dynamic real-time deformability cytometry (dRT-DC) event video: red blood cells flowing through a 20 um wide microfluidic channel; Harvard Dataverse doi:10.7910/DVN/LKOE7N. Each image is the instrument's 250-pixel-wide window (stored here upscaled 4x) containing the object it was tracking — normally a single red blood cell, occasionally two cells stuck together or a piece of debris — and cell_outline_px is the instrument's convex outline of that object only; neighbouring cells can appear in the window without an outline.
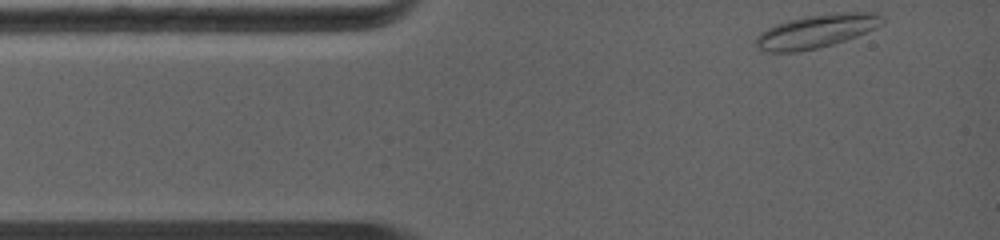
{"species": "common noctule bat (a hibernating species)", "species_latin": "Nyctalus noctula", "temperature_condition": "warm", "stored_images_in_passage": 55, "camera_frame_rate_fps": 5000, "um_per_image_px": 0.085, "animal": {"sex": "female", "body_mass_g": 19.0, "forearm_length_mm": 56.7}, "frame": {"image": 1, "passage_image": 1, "time_ms": 0.0, "image_size_px": [1000, 240], "cell_outline_px": [[884, 20], [876, 28], [856, 36], [832, 44], [816, 48], [796, 52], [764, 52], [756, 48], [752, 44], [756, 36], [760, 32], [776, 24], [788, 20], [808, 16], [832, 12], [872, 12], [884, 16]], "centroid_in_image_um": [69.33, 2.65], "position_along_channel_um": 15.7, "area_um2": 24.74}}
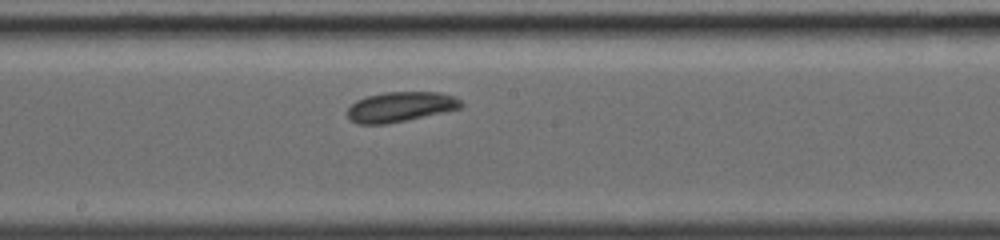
{"frame": {"image": 2, "passage_image": 29, "time_ms": 5.6, "image_size_px": [1000, 240], "cell_outline_px": [[464, 104], [460, 108], [404, 120], [384, 124], [360, 124], [352, 120], [348, 116], [348, 108], [356, 100], [368, 96], [384, 92], [440, 92], [456, 96]], "centroid_in_image_um": [34.05, 9.06], "position_along_channel_um": 214.2, "area_um2": 19.54}}
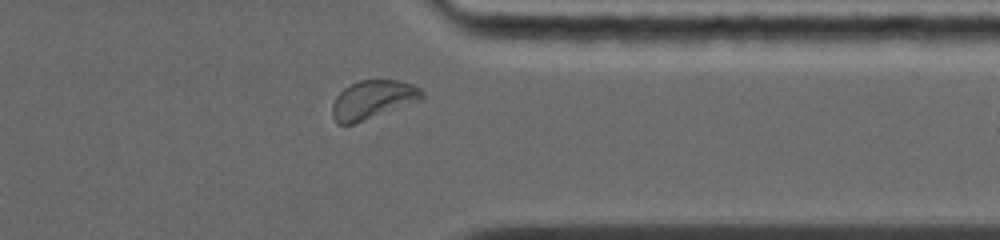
{"frame": {"image": 3, "passage_image": 48, "time_ms": 9.4, "image_size_px": [1000, 240], "cell_outline_px": [[424, 100], [352, 124], [336, 124], [332, 116], [332, 104], [336, 96], [344, 88], [360, 80], [400, 80], [412, 84], [420, 88], [424, 92]], "centroid_in_image_um": [31.72, 8.47], "position_along_channel_um": 379.7, "area_um2": 20.35}}